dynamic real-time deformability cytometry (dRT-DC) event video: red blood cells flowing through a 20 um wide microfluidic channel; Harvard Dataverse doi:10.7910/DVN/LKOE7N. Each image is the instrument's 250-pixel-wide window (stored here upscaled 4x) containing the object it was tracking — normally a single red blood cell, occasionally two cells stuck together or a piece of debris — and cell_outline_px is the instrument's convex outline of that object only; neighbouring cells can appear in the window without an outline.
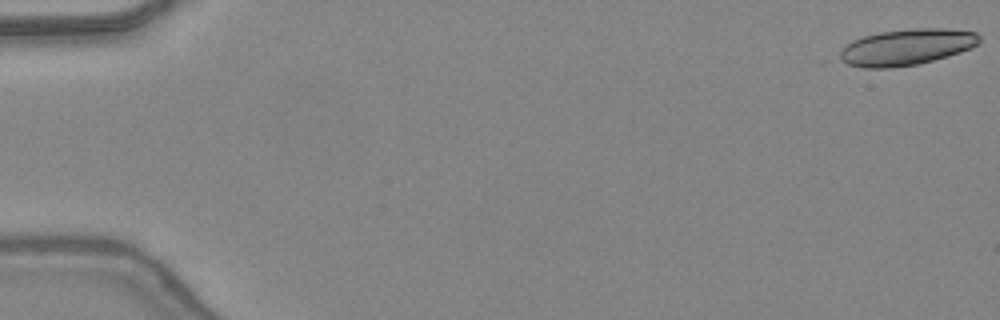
{"species": "common noctule bat (a hibernating species)", "species_latin": "Nyctalus noctula", "temperature_condition": "warm", "stored_images_in_passage": 14, "camera_frame_rate_fps": 3000, "um_per_image_px": 0.085, "animal": {"sex": "female", "body_mass_g": 24.6, "forearm_length_mm": 56.2}, "frame": {"image": 1, "passage_image": 1, "time_ms": 0.0, "image_size_px": [1000, 320], "cell_outline_px": [[980, 44], [972, 48], [948, 56], [920, 64], [892, 68], [864, 68], [848, 64], [840, 60], [840, 52], [852, 40], [864, 36], [880, 32], [916, 28], [944, 28], [976, 32], [980, 36]], "centroid_in_image_um": [77.1, 4.01], "position_along_channel_um": 7.9, "area_um2": 29.54}}